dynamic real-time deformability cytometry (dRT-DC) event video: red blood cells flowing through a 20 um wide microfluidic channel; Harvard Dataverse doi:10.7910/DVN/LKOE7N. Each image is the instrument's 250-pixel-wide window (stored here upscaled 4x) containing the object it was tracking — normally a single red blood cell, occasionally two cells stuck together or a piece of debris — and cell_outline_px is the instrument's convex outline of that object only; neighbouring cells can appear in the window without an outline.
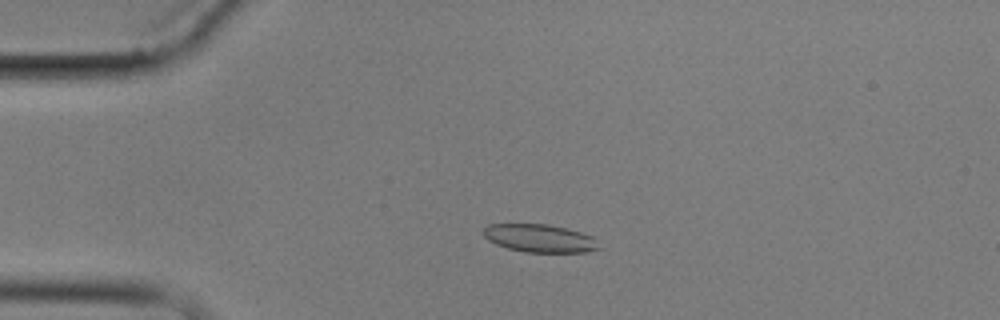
{"species": "common noctule bat (a hibernating species)", "species_latin": "Nyctalus noctula", "temperature_condition": "cold", "stored_images_in_passage": 3, "camera_frame_rate_fps": 3000, "um_per_image_px": 0.085, "animal": {"sex": "male", "body_mass_g": 17.9}, "frame": {"image": 1, "passage_image": 3, "time_ms": 3.0, "image_size_px": [1000, 320], "cell_outline_px": [[600, 248], [584, 252], [524, 252], [508, 248], [496, 244], [488, 240], [484, 236], [484, 228], [488, 224], [548, 224], [568, 228], [592, 236]], "centroid_in_image_um": [45.86, 20.24], "position_along_channel_um": 39.1, "area_um2": 18.73}}